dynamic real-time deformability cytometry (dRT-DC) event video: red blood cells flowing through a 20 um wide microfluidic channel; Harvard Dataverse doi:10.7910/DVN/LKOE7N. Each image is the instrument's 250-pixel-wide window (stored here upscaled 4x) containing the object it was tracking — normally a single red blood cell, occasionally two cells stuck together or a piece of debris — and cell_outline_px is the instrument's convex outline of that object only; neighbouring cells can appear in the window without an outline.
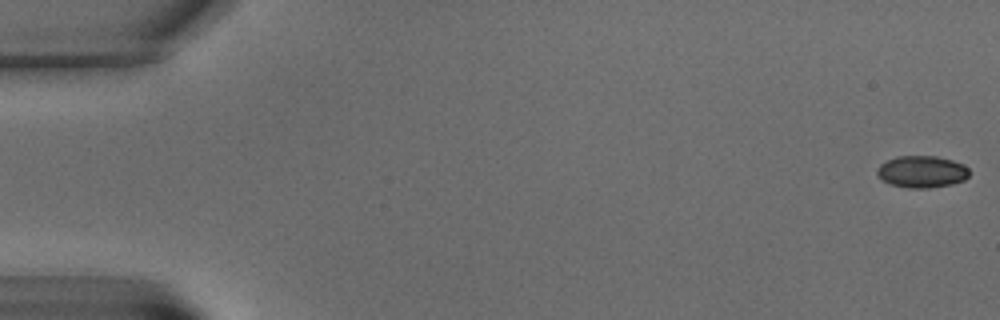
{"species": "common noctule bat (a hibernating species)", "species_latin": "Nyctalus noctula", "temperature_condition": "warm", "stored_images_in_passage": 8, "camera_frame_rate_fps": 3000, "um_per_image_px": 0.085, "animal": {"sex": "male", "body_mass_g": 15.6}, "frame": {"image": 1, "passage_image": 1, "time_ms": 0.0, "image_size_px": [1000, 320], "cell_outline_px": [[968, 176], [964, 180], [952, 184], [928, 188], [908, 188], [892, 184], [884, 180], [876, 172], [876, 168], [880, 164], [896, 156], [936, 156], [952, 160], [964, 164], [968, 168]], "centroid_in_image_um": [78.37, 14.59], "position_along_channel_um": 6.6, "area_um2": 17.05}}
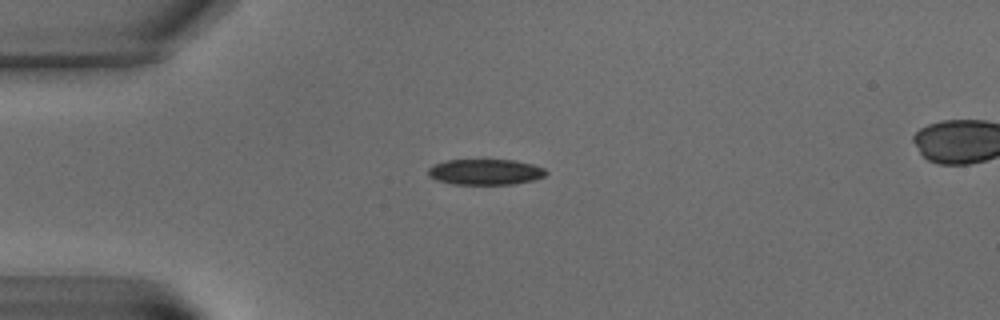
{"frame": {"image": 2, "passage_image": 6, "time_ms": 6.0, "image_size_px": [1000, 320], "cell_outline_px": [[548, 172], [544, 176], [536, 180], [512, 184], [452, 184], [436, 180], [428, 176], [428, 168], [444, 160], [516, 160], [532, 164], [544, 168]], "centroid_in_image_um": [41.26, 14.62], "position_along_channel_um": 43.7, "area_um2": 17.74}}
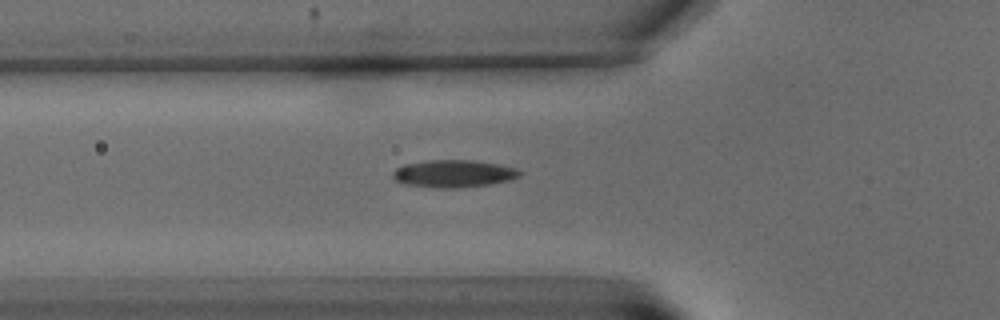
{"frame": {"image": 3, "passage_image": 8, "time_ms": 8.333, "image_size_px": [1000, 320], "cell_outline_px": [[524, 172], [520, 176], [508, 180], [488, 184], [460, 188], [436, 188], [404, 184], [396, 180], [392, 176], [392, 172], [396, 168], [404, 164], [428, 160], [472, 160], [496, 164], [516, 168]], "centroid_in_image_um": [38.54, 14.76], "position_along_channel_um": 87.3, "area_um2": 20.29}}